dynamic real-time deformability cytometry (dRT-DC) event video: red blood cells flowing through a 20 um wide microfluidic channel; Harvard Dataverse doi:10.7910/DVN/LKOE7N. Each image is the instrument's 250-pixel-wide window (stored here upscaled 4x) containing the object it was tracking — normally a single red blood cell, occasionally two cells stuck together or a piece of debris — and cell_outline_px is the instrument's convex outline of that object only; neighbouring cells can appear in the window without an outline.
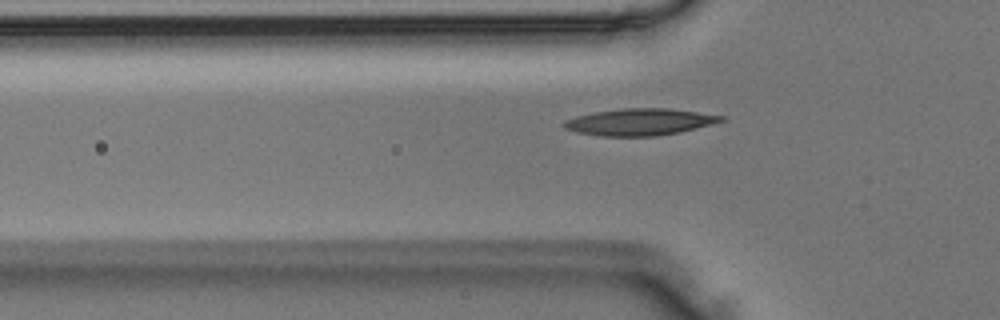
{"species": "Egyptian fruit bat (a non-hibernating species)", "species_latin": "Rousettus aegyptiacus", "temperature_condition": "room temperature", "stored_images_in_passage": 35, "camera_frame_rate_fps": 3000, "um_per_image_px": 0.085, "animal": {"sex": "male"}, "frame": {"image": 1, "passage_image": 3, "time_ms": 0.667, "image_size_px": [1000, 320], "cell_outline_px": [[728, 120], [680, 132], [656, 136], [600, 136], [576, 132], [564, 128], [564, 120], [576, 116], [596, 112], [620, 108], [668, 108], [724, 116]], "centroid_in_image_um": [54.39, 10.37], "position_along_channel_um": 71.4, "area_um2": 24.51}}
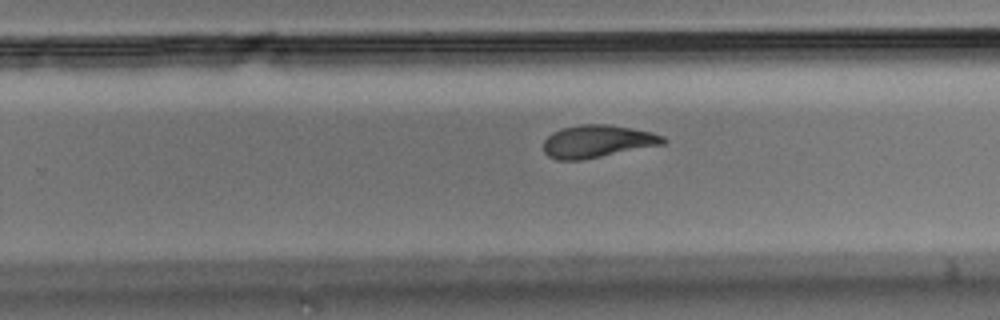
{"frame": {"image": 2, "passage_image": 18, "time_ms": 5.667, "image_size_px": [1000, 320], "cell_outline_px": [[668, 140], [664, 144], [580, 160], [556, 160], [548, 156], [544, 152], [544, 140], [552, 132], [560, 128], [580, 124], [608, 124], [632, 128], [652, 132], [664, 136]], "centroid_in_image_um": [50.77, 12.0], "position_along_channel_um": 279.0, "area_um2": 22.77}}
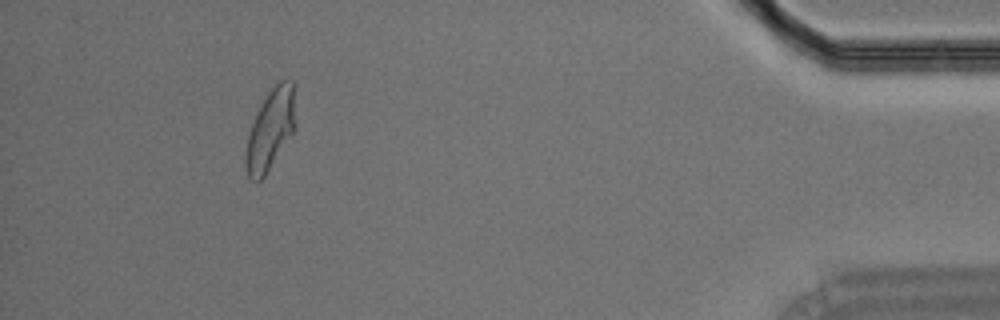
{"frame": {"image": 3, "passage_image": 32, "time_ms": 10.333, "image_size_px": [1000, 320], "cell_outline_px": [[296, 128], [264, 176], [260, 180], [252, 180], [248, 176], [244, 164], [244, 160], [248, 136], [256, 112], [268, 92], [280, 80], [292, 80], [296, 84]], "centroid_in_image_um": [23.03, 10.95], "position_along_channel_um": 412.2, "area_um2": 23.7}}